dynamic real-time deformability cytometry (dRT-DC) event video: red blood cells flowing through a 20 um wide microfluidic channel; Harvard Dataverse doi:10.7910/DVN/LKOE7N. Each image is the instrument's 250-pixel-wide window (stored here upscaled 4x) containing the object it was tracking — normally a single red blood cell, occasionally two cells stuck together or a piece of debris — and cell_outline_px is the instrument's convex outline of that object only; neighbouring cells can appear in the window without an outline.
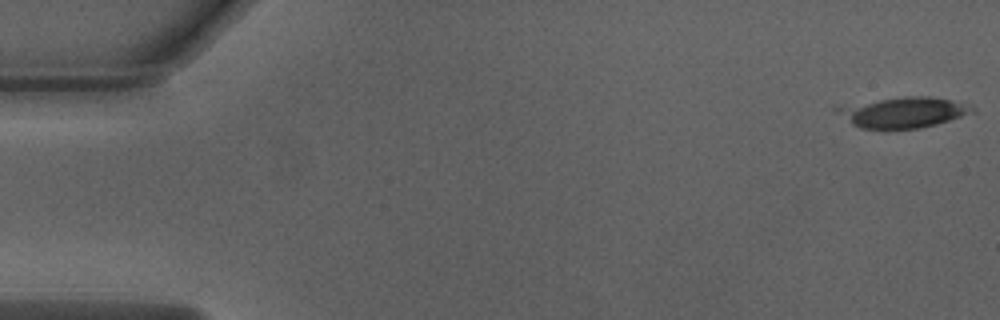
{"species": "Egyptian fruit bat (a non-hibernating species)", "species_latin": "Rousettus aegyptiacus", "temperature_condition": "warm", "stored_images_in_passage": 10, "camera_frame_rate_fps": 3000, "um_per_image_px": 0.085, "animal": {"sex": "male"}, "frame": {"image": 1, "passage_image": 1, "time_ms": 0.0, "image_size_px": [1000, 320], "cell_outline_px": [[976, 112], [936, 124], [920, 128], [860, 128], [852, 124], [832, 108], [832, 104], [904, 96], [928, 96], [952, 100], [976, 108]], "centroid_in_image_um": [76.66, 9.51], "position_along_channel_um": 8.3, "area_um2": 24.51}}